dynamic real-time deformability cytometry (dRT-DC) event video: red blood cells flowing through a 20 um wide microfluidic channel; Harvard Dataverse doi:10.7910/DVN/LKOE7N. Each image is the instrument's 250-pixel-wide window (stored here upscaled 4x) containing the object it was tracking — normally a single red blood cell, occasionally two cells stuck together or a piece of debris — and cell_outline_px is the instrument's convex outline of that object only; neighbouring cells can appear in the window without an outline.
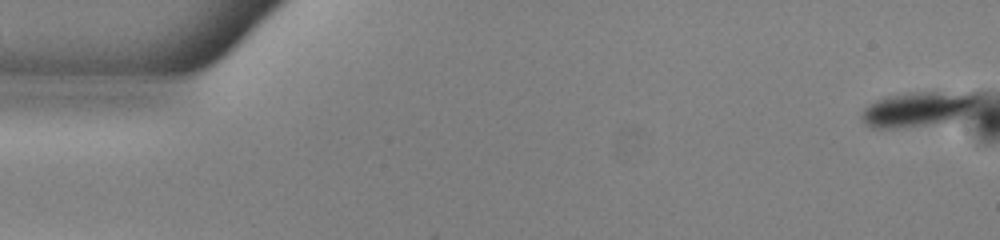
{"species": "common noctule bat (a hibernating species)", "species_latin": "Nyctalus noctula", "temperature_condition": "warm", "stored_images_in_passage": 53, "camera_frame_rate_fps": 3000, "um_per_image_px": 0.085, "animal": {"sex": "male", "body_mass_g": 13.0, "forearm_length_mm": 53.1}, "frame": {"image": 1, "passage_image": 1, "time_ms": 0.0, "image_size_px": [1000, 240], "cell_outline_px": [[976, 100], [964, 112], [952, 120], [896, 128], [872, 128], [864, 124], [860, 116], [864, 108], [868, 104], [884, 96], [908, 92], [976, 92]], "centroid_in_image_um": [77.86, 9.25], "position_along_channel_um": 7.1, "area_um2": 23.0}}
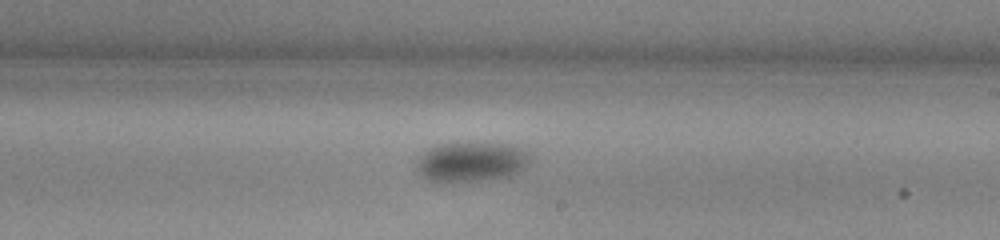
{"frame": {"image": 2, "passage_image": 31, "time_ms": 10.0, "image_size_px": [1000, 240], "cell_outline_px": [[532, 160], [524, 168], [516, 172], [504, 176], [476, 180], [444, 184], [428, 180], [416, 168], [416, 160], [428, 148], [436, 144], [456, 140], [476, 140], [516, 144], [532, 152]], "centroid_in_image_um": [40.08, 13.67], "position_along_channel_um": 248.9, "area_um2": 27.92}}
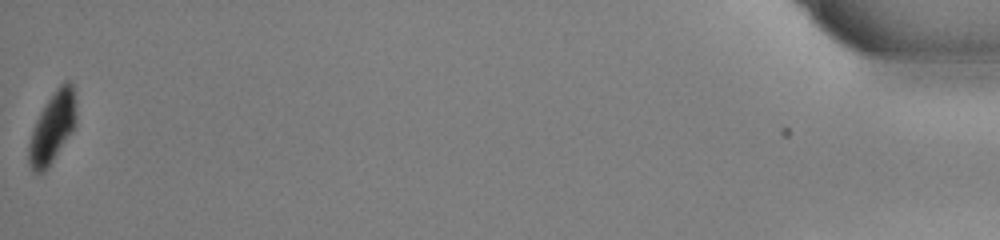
{"frame": {"image": 3, "passage_image": 53, "time_ms": 17.333, "image_size_px": [1000, 240], "cell_outline_px": [[76, 124], [72, 132], [44, 172], [32, 172], [28, 164], [28, 144], [36, 120], [44, 104], [56, 88], [64, 80], [72, 80], [76, 112]], "centroid_in_image_um": [4.45, 10.81], "position_along_channel_um": 430.7, "area_um2": 19.54}, "authors_computed_cell_mechanics": {"area_um2": 25.7788, "velocity_mm_per_s": 3.8891, "shape_relaxation_time_tau1_ms": 3.2671, "shape_relaxation_time_tau2_ms": null, "deformation_change_tau1": 0.066, "deformation_change_tau2": null}}